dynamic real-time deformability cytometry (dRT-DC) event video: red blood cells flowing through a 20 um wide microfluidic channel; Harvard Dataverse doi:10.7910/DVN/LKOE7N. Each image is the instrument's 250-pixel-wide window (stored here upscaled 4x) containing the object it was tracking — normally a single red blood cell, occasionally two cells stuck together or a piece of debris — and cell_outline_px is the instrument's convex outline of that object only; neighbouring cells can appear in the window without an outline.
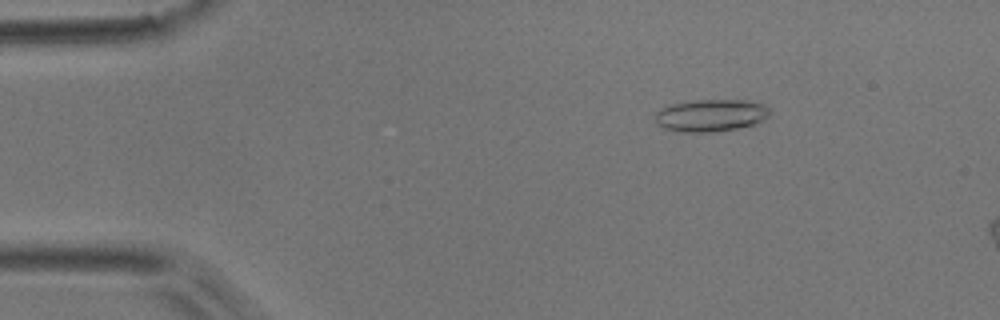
{"species": "common noctule bat (a hibernating species)", "species_latin": "Nyctalus noctula", "temperature_condition": "room temperature", "stored_images_in_passage": 8, "camera_frame_rate_fps": 3000, "um_per_image_px": 0.085, "animal": {"sex": "male", "body_mass_g": 17.9}, "frame": {"image": 1, "passage_image": 3, "time_ms": 0.667, "image_size_px": [1000, 320], "cell_outline_px": [[768, 116], [764, 120], [752, 124], [736, 128], [716, 132], [680, 132], [664, 128], [656, 124], [652, 120], [652, 116], [660, 108], [668, 104], [696, 100], [748, 100], [764, 104], [768, 108]], "centroid_in_image_um": [60.33, 9.8], "position_along_channel_um": 24.7, "area_um2": 21.85}}